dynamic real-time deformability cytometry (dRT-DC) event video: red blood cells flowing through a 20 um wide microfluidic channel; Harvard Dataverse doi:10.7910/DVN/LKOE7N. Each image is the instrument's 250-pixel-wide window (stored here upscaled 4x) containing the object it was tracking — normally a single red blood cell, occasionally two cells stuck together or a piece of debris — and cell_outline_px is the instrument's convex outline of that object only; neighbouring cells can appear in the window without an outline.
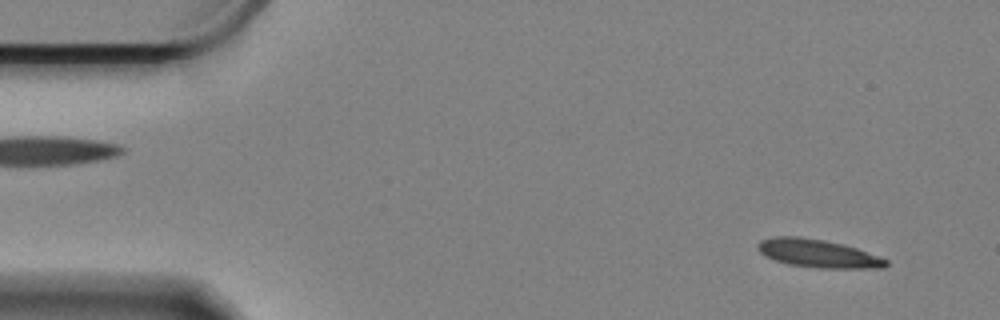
{"species": "Egyptian fruit bat (a non-hibernating species)", "species_latin": "Rousettus aegyptiacus", "temperature_condition": "cold", "stored_images_in_passage": 59, "camera_frame_rate_fps": 3000, "um_per_image_px": 0.085, "animal": {"sex": "female"}, "frame": {"image": 1, "passage_image": 4, "time_ms": 1.0, "image_size_px": [1000, 320], "cell_outline_px": [[888, 264], [884, 268], [820, 268], [788, 264], [764, 256], [756, 248], [756, 244], [760, 240], [772, 236], [800, 236], [824, 240], [844, 244], [856, 248], [888, 260]], "centroid_in_image_um": [69.48, 21.53], "position_along_channel_um": 15.5, "area_um2": 21.1}}
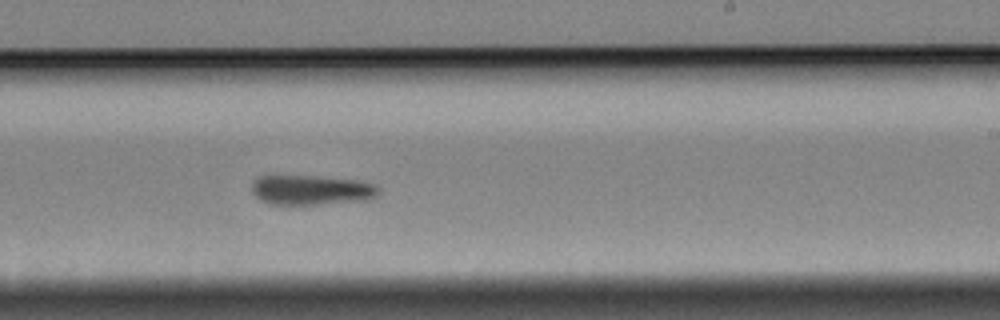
{"frame": {"image": 2, "passage_image": 35, "time_ms": 11.333, "image_size_px": [1000, 320], "cell_outline_px": [[380, 192], [376, 196], [368, 200], [316, 204], [268, 204], [260, 200], [252, 192], [252, 180], [256, 176], [264, 172], [268, 172], [316, 176], [356, 180], [372, 184], [380, 188]], "centroid_in_image_um": [26.33, 16.09], "position_along_channel_um": 262.7, "area_um2": 22.95}}
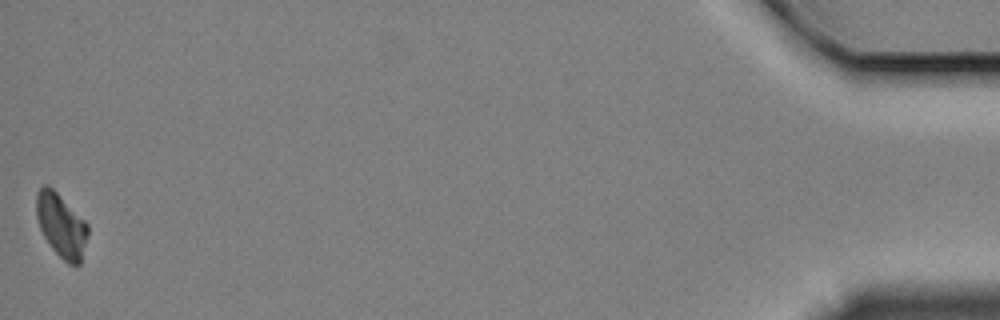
{"frame": {"image": 3, "passage_image": 59, "time_ms": 19.333, "image_size_px": [1000, 320], "cell_outline_px": [[88, 236], [80, 264], [76, 268], [68, 264], [52, 248], [44, 236], [40, 228], [36, 216], [36, 192], [44, 184], [52, 188], [88, 224]], "centroid_in_image_um": [5.21, 19.19], "position_along_channel_um": 430.0, "area_um2": 19.02}, "authors_computed_cell_mechanics": {"area_um2": 21.2704, "velocity_mm_per_s": 3.3057, "shape_relaxation_time_tau1_ms": 5.482, "shape_relaxation_time_tau2_ms": null, "deformation_change_tau1": 0.1463, "deformation_change_tau2": null}}